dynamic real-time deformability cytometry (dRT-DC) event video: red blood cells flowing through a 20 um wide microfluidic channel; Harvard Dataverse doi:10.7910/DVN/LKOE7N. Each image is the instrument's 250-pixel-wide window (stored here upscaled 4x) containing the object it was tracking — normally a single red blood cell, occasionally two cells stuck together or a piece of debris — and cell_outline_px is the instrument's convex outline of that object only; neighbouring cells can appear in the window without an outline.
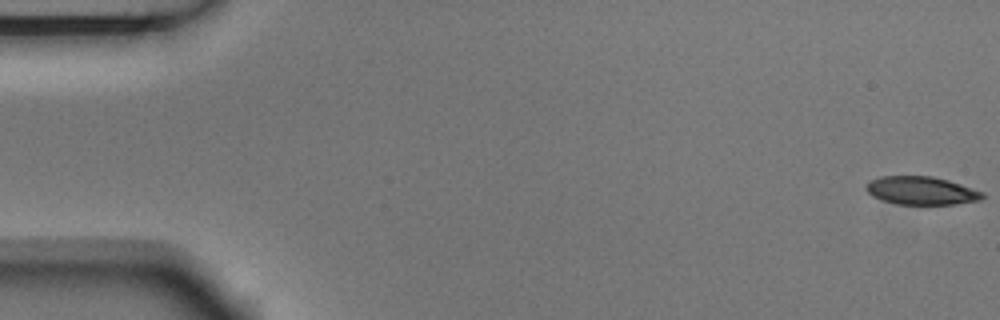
{"species": "Egyptian fruit bat (a non-hibernating species)", "species_latin": "Rousettus aegyptiacus", "temperature_condition": "room temperature", "stored_images_in_passage": 6, "camera_frame_rate_fps": 3000, "um_per_image_px": 0.085, "animal": {"sex": "male"}, "frame": {"image": 1, "passage_image": 1, "time_ms": 0.0, "image_size_px": [1000, 320], "cell_outline_px": [[984, 196], [980, 200], [952, 204], [896, 204], [872, 196], [864, 188], [868, 180], [880, 176], [932, 176], [948, 180], [984, 192]], "centroid_in_image_um": [78.27, 16.19], "position_along_channel_um": 6.7, "area_um2": 19.07}}
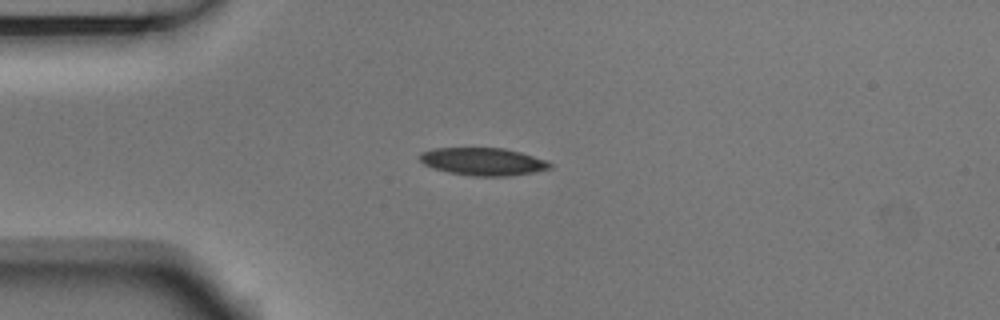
{"frame": {"image": 2, "passage_image": 4, "time_ms": 1.0, "image_size_px": [1000, 320], "cell_outline_px": [[552, 168], [532, 172], [508, 176], [472, 176], [448, 172], [424, 164], [420, 160], [420, 152], [432, 148], [504, 148], [520, 152], [544, 160], [552, 164]], "centroid_in_image_um": [41.04, 13.73], "position_along_channel_um": 44.0, "area_um2": 20.75}}
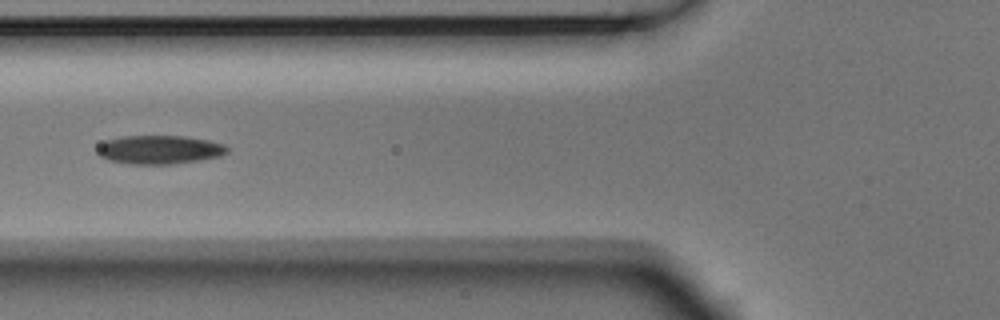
{"frame": {"image": 3, "passage_image": 6, "time_ms": 1.667, "image_size_px": [1000, 320], "cell_outline_px": [[228, 152], [220, 156], [200, 160], [172, 164], [132, 164], [108, 160], [100, 156], [96, 152], [96, 148], [104, 140], [120, 136], [184, 136], [208, 140], [224, 144], [228, 148]], "centroid_in_image_um": [13.52, 12.72], "position_along_channel_um": 112.3, "area_um2": 21.85}}